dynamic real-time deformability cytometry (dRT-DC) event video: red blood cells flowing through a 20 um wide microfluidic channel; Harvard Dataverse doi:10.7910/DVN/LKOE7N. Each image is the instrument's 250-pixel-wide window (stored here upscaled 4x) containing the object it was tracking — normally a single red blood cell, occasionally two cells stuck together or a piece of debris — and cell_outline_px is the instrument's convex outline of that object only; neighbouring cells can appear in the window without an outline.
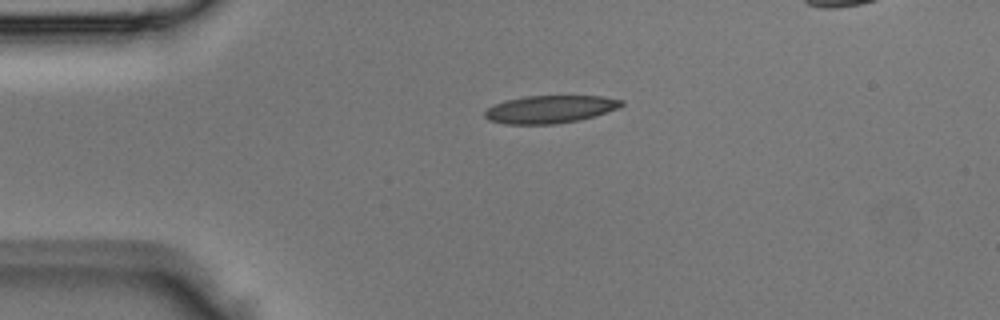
{"species": "Egyptian fruit bat (a non-hibernating species)", "species_latin": "Rousettus aegyptiacus", "temperature_condition": "room temperature", "stored_images_in_passage": 3, "camera_frame_rate_fps": 3000, "um_per_image_px": 0.085, "animal": {"sex": "male"}, "frame": {"image": 1, "passage_image": 3, "time_ms": 0.667, "image_size_px": [1000, 320], "cell_outline_px": [[624, 104], [616, 108], [580, 120], [556, 124], [504, 124], [488, 120], [484, 116], [484, 112], [488, 108], [504, 100], [524, 96], [600, 96], [624, 100]], "centroid_in_image_um": [46.7, 9.29], "position_along_channel_um": 38.3, "area_um2": 21.96}}